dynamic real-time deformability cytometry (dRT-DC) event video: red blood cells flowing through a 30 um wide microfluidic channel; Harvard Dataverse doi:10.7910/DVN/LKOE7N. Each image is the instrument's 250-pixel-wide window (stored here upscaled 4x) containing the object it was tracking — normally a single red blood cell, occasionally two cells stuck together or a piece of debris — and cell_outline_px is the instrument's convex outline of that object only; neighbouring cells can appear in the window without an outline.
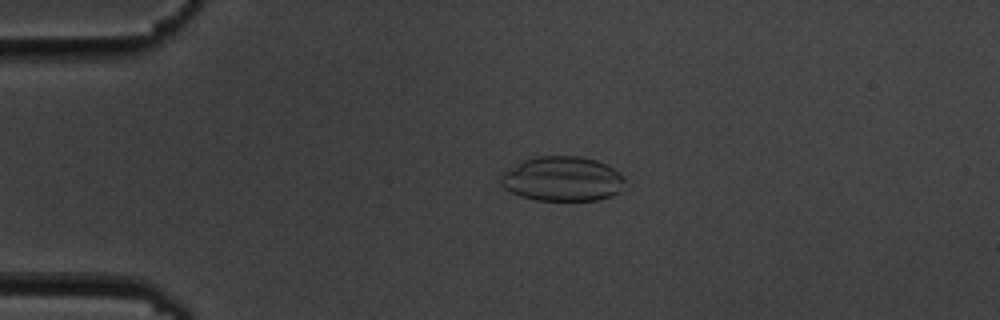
{"species": "common noctule bat (a hibernating species)", "species_latin": "Nyctalus noctula", "temperature_condition": "cold", "stored_images_in_passage": 4, "camera_frame_rate_fps": 3000, "um_per_image_px": 0.085, "animal": {"sex": "male", "body_mass_g": 19.5, "forearm_length_mm": 54.6}, "frame": {"image": 1, "passage_image": 2, "time_ms": 2.0, "image_size_px": [1000, 320], "cell_outline_px": [[624, 180], [620, 192], [612, 196], [600, 200], [536, 200], [520, 196], [504, 188], [500, 184], [500, 172], [520, 160], [536, 156], [580, 156], [596, 160], [620, 172], [624, 176]], "centroid_in_image_um": [47.75, 15.2], "position_along_channel_um": 37.2, "area_um2": 32.77}}